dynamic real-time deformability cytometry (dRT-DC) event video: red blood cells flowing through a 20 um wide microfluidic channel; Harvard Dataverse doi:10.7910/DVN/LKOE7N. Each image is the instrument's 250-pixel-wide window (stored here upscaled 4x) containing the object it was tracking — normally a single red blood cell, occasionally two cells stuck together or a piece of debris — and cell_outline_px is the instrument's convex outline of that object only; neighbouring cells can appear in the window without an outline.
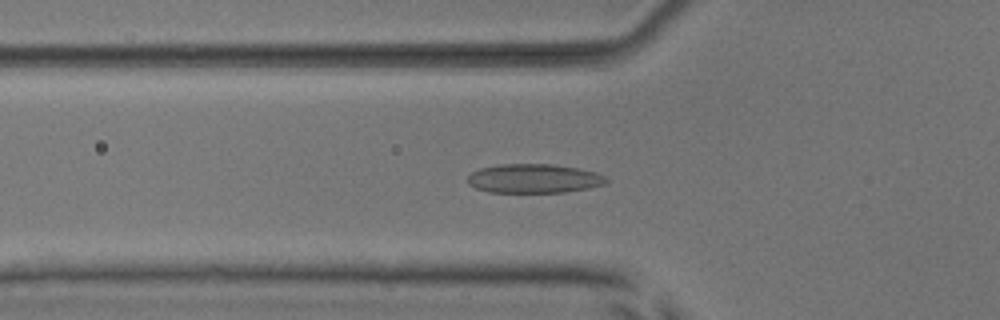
{"species": "common noctule bat (a hibernating species)", "species_latin": "Nyctalus noctula", "temperature_condition": "room temperature", "stored_images_in_passage": 47, "camera_frame_rate_fps": 3000, "um_per_image_px": 0.085, "animal": {"sex": "male", "body_mass_g": 17.9, "forearm_length_mm": 54.2}, "frame": {"image": 1, "passage_image": 13, "time_ms": 4.0, "image_size_px": [1000, 320], "cell_outline_px": [[608, 180], [604, 184], [588, 188], [564, 192], [488, 192], [476, 188], [468, 184], [468, 176], [472, 172], [480, 168], [496, 164], [552, 164], [576, 168], [596, 172], [604, 176]], "centroid_in_image_um": [45.35, 15.17], "position_along_channel_um": 80.5, "area_um2": 23.41}}
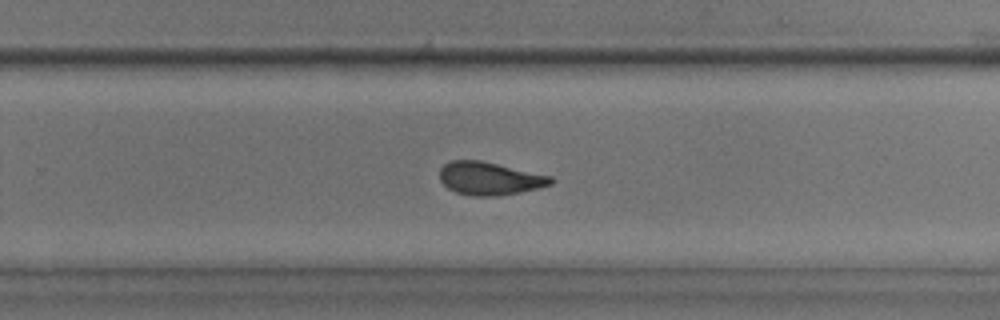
{"frame": {"image": 2, "passage_image": 29, "time_ms": 9.333, "image_size_px": [1000, 320], "cell_outline_px": [[556, 180], [552, 184], [540, 188], [520, 192], [496, 196], [476, 196], [456, 192], [448, 188], [440, 180], [440, 168], [444, 164], [452, 160], [480, 160], [552, 176]], "centroid_in_image_um": [41.64, 15.17], "position_along_channel_um": 288.2, "area_um2": 21.39}}
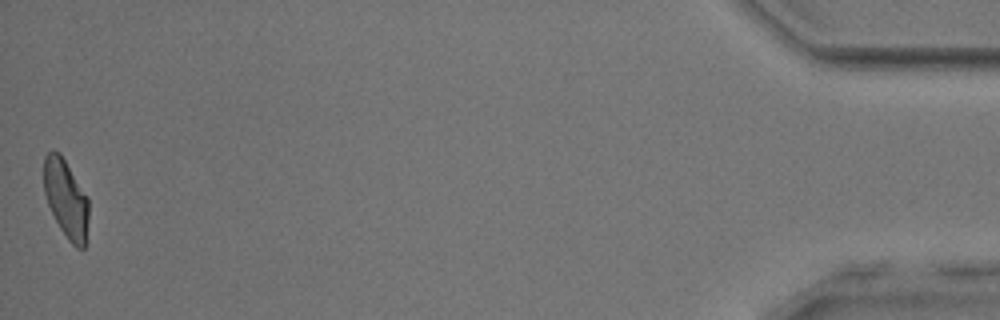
{"frame": {"image": 3, "passage_image": 47, "time_ms": 15.333, "image_size_px": [1000, 320], "cell_outline_px": [[88, 220], [84, 248], [76, 248], [68, 240], [60, 228], [48, 204], [44, 192], [44, 156], [52, 148], [60, 152], [88, 196]], "centroid_in_image_um": [5.61, 16.85], "position_along_channel_um": 429.6, "area_um2": 20.52}, "authors_computed_cell_mechanics": {"area_um2": 21.675, "velocity_mm_per_s": 3.8932, "shape_relaxation_time_tau1_ms": 5.8654, "shape_relaxation_time_tau2_ms": 2.4787, "deformation_change_tau1": 0.1579, "deformation_change_tau2": 0.0753}}